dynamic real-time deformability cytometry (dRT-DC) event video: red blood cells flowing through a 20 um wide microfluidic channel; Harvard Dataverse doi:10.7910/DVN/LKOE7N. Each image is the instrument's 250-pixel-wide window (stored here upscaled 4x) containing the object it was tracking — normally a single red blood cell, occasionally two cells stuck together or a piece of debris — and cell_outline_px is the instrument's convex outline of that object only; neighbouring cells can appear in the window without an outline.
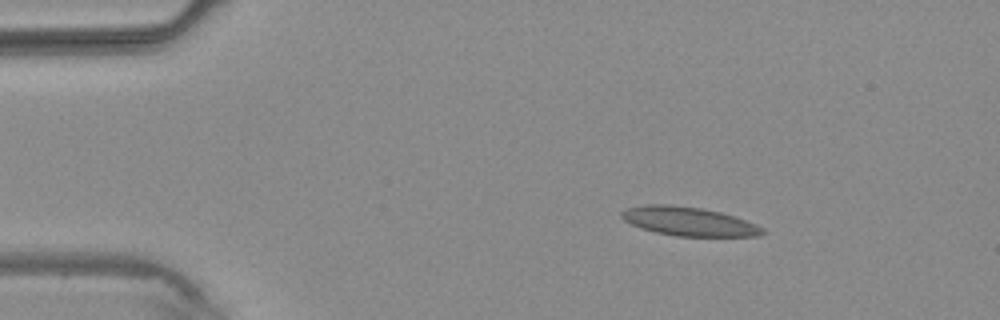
{"species": "common noctule bat (a hibernating species)", "species_latin": "Nyctalus noctula", "temperature_condition": "warm", "stored_images_in_passage": 2, "camera_frame_rate_fps": 3000, "um_per_image_px": 0.085, "animal": {"sex": "male", "body_mass_g": 20.4}, "frame": {"image": 1, "passage_image": 1, "time_ms": 0.0, "image_size_px": [1000, 320], "cell_outline_px": [[768, 232], [760, 236], [676, 236], [656, 232], [640, 228], [624, 220], [620, 216], [620, 212], [628, 208], [648, 204], [668, 204], [700, 208], [720, 212], [736, 216], [756, 224], [764, 228]], "centroid_in_image_um": [58.58, 18.82], "position_along_channel_um": 26.4, "area_um2": 23.76}}